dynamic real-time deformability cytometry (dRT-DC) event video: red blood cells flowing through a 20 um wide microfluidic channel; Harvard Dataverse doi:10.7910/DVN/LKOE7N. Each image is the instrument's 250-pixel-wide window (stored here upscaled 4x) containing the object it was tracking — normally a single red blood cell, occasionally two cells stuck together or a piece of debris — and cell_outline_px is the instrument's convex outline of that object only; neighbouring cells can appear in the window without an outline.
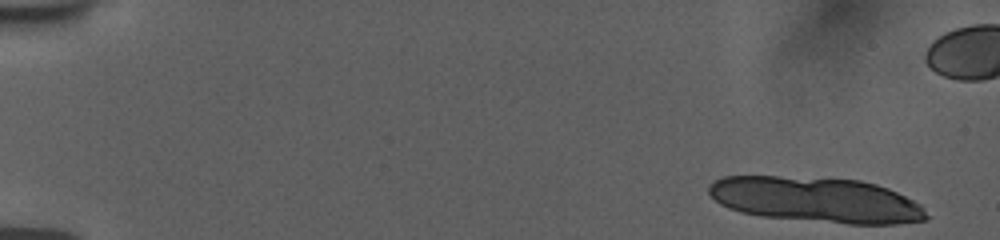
{"species": "human", "species_latin": "Homo sapiens", "temperature_condition": "room temperature", "stored_images_in_passage": 14, "camera_frame_rate_fps": 3000, "um_per_image_px": 0.085, "donor": {"sex": "female"}, "frame": {"image": 1, "passage_image": 1, "time_ms": 0.0, "image_size_px": [1000, 240], "cell_outline_px": [[928, 216], [924, 220], [896, 224], [848, 224], [760, 216], [740, 212], [728, 208], [720, 204], [708, 192], [708, 184], [724, 176], [780, 176], [860, 180], [876, 184], [888, 188], [920, 204], [924, 208]], "centroid_in_image_um": [69.35, 16.98], "position_along_channel_um": 15.6, "area_um2": 57.51}}